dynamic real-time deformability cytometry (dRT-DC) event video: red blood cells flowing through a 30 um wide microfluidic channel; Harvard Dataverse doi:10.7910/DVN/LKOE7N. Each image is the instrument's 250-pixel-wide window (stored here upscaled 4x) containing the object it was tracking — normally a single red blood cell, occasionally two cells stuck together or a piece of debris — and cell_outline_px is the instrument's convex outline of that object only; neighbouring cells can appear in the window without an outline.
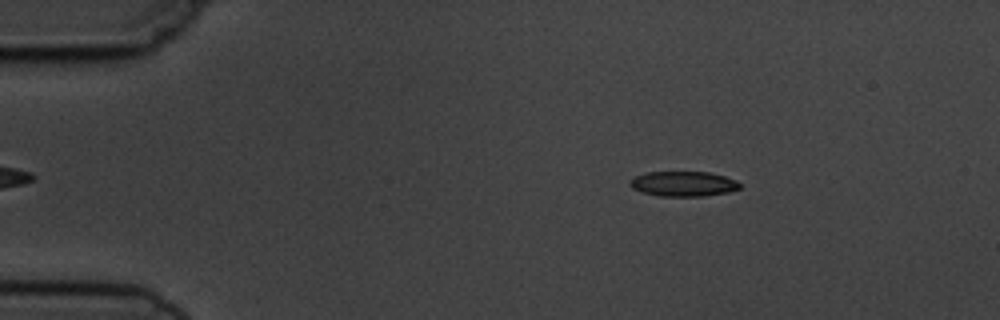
{"species": "common noctule bat (a hibernating species)", "species_latin": "Nyctalus noctula", "temperature_condition": "cold", "stored_images_in_passage": 3, "camera_frame_rate_fps": 3000, "um_per_image_px": 0.085, "animal": {"sex": "male", "body_mass_g": 19.5, "forearm_length_mm": 54.6}, "frame": {"image": 1, "passage_image": 1, "time_ms": 0.0, "image_size_px": [1000, 320], "cell_outline_px": [[740, 188], [728, 192], [704, 196], [660, 196], [644, 192], [632, 188], [628, 184], [628, 180], [632, 176], [648, 172], [708, 172], [724, 176], [736, 180], [740, 184]], "centroid_in_image_um": [58.04, 15.62], "position_along_channel_um": 27.0, "area_um2": 16.07}}